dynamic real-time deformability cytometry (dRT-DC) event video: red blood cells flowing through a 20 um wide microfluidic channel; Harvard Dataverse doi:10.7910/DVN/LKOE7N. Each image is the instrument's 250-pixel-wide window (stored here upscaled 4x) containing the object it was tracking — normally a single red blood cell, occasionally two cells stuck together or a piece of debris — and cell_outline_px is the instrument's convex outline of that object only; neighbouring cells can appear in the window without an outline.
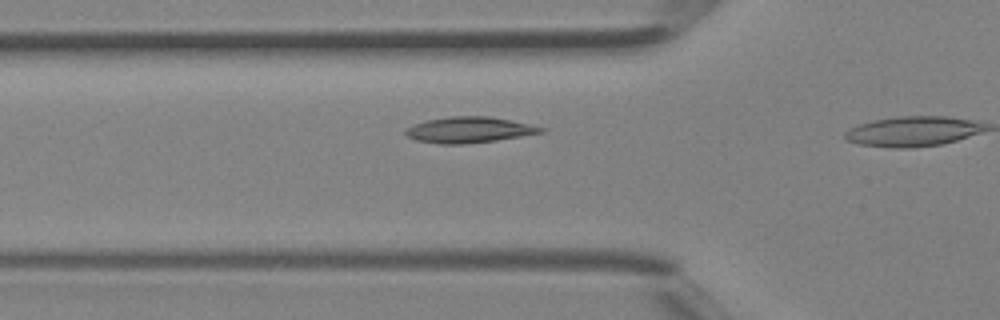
{"species": "Egyptian fruit bat (a non-hibernating species)", "species_latin": "Rousettus aegyptiacus", "temperature_condition": "room temperature", "stored_images_in_passage": 6, "camera_frame_rate_fps": 3000, "um_per_image_px": 0.085, "animal": {"sex": "female"}, "frame": {"image": 1, "passage_image": 5, "time_ms": 1.333, "image_size_px": [1000, 320], "cell_outline_px": [[548, 128], [544, 132], [496, 140], [464, 144], [436, 144], [416, 140], [408, 136], [404, 132], [404, 128], [412, 124], [428, 120], [448, 116], [488, 116]], "centroid_in_image_um": [39.83, 11.04], "position_along_channel_um": 86.0, "area_um2": 20.4}}